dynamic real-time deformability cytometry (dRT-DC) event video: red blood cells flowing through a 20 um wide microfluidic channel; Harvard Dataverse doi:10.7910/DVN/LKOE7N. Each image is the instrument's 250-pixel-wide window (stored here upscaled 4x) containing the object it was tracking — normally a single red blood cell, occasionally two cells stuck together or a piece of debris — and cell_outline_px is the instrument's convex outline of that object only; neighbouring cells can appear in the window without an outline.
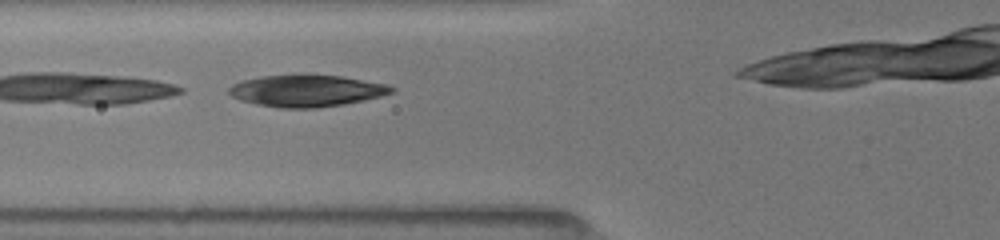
{"species": "common noctule bat (a hibernating species)", "species_latin": "Nyctalus noctula", "temperature_condition": "room temperature", "stored_images_in_passage": 22, "camera_frame_rate_fps": 3000, "um_per_image_px": 0.085, "animal": {"sex": "female", "body_mass_g": 19.5, "forearm_length_mm": 54.1}, "frame": {"image": 1, "passage_image": 3, "time_ms": 0.667, "image_size_px": [1000, 240], "cell_outline_px": [[396, 88], [392, 92], [380, 96], [364, 100], [344, 104], [316, 108], [280, 108], [256, 104], [240, 100], [232, 96], [228, 92], [228, 88], [232, 84], [240, 80], [260, 76], [340, 76], [388, 84]], "centroid_in_image_um": [26.03, 7.73], "position_along_channel_um": 99.8, "area_um2": 29.77}}
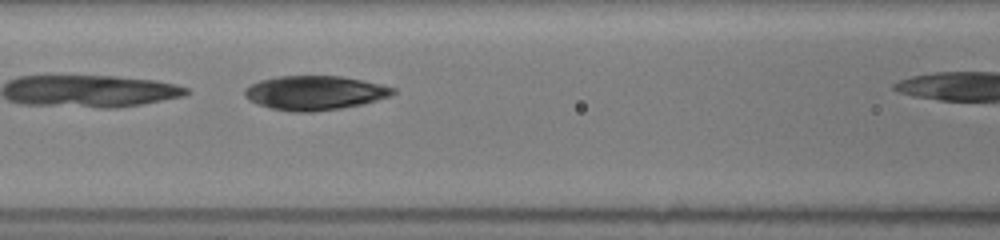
{"frame": {"image": 2, "passage_image": 7, "time_ms": 1.667, "image_size_px": [1000, 240], "cell_outline_px": [[396, 92], [388, 96], [364, 104], [340, 108], [312, 112], [292, 112], [272, 108], [256, 104], [248, 100], [244, 96], [244, 88], [260, 80], [280, 76], [340, 76], [380, 84], [396, 88]], "centroid_in_image_um": [26.72, 7.89], "position_along_channel_um": 139.9, "area_um2": 29.48}}